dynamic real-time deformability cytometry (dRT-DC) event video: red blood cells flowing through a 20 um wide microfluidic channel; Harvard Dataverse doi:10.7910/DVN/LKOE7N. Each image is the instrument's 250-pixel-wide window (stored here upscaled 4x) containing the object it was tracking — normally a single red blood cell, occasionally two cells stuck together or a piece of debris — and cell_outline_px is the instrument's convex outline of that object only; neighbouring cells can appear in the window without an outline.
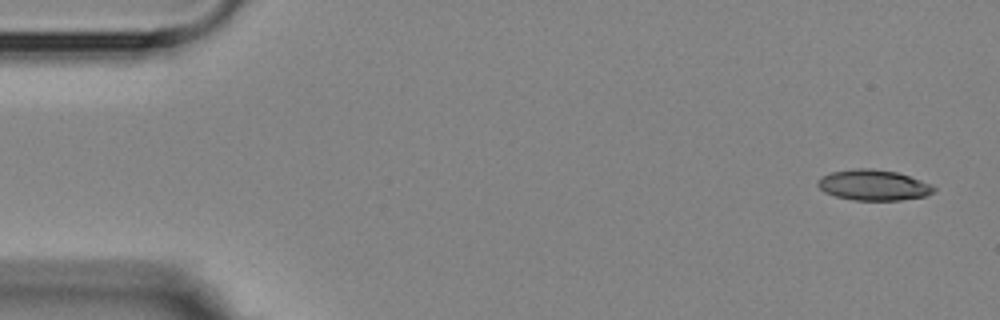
{"species": "Egyptian fruit bat (a non-hibernating species)", "species_latin": "Rousettus aegyptiacus", "temperature_condition": "room temperature", "stored_images_in_passage": 5, "camera_frame_rate_fps": 3000, "um_per_image_px": 0.085, "animal": {"sex": "female"}, "frame": {"image": 1, "passage_image": 1, "time_ms": 0.0, "image_size_px": [1000, 320], "cell_outline_px": [[936, 188], [932, 192], [924, 196], [900, 200], [852, 200], [836, 196], [824, 192], [816, 184], [816, 180], [820, 176], [832, 172], [856, 168], [872, 168], [896, 172], [932, 184]], "centroid_in_image_um": [74.2, 15.73], "position_along_channel_um": 10.8, "area_um2": 20.69}}